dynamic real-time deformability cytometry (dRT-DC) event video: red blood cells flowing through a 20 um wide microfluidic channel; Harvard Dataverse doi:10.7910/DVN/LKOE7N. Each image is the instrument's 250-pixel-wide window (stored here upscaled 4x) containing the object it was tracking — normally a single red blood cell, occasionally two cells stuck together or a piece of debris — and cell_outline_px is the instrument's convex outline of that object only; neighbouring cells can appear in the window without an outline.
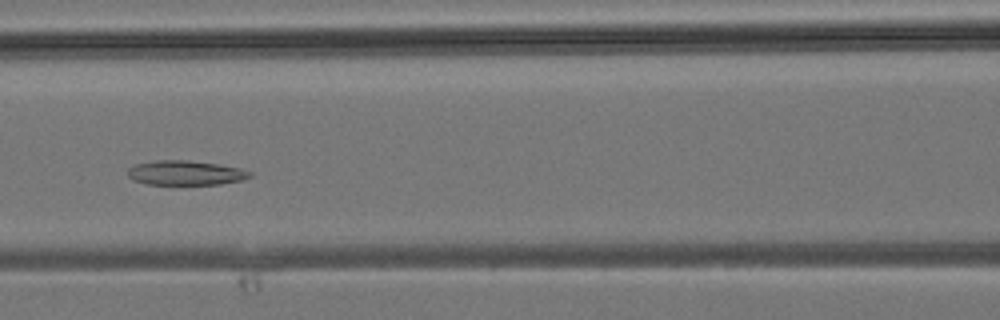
{"species": "common noctule bat (a hibernating species)", "species_latin": "Nyctalus noctula", "temperature_condition": "room temperature", "stored_images_in_passage": 38, "camera_frame_rate_fps": 3000, "um_per_image_px": 0.085, "animal": {"sex": "male", "body_mass_g": 19.2, "forearm_length_mm": 51.8}, "frame": {"image": 1, "passage_image": 17, "time_ms": 5.333, "image_size_px": [1000, 320], "cell_outline_px": [[252, 176], [244, 180], [220, 184], [148, 184], [132, 180], [128, 176], [128, 168], [136, 164], [156, 160], [188, 160], [220, 164], [240, 168], [252, 172]], "centroid_in_image_um": [15.8, 14.69], "position_along_channel_um": 150.8, "area_um2": 17.57}}
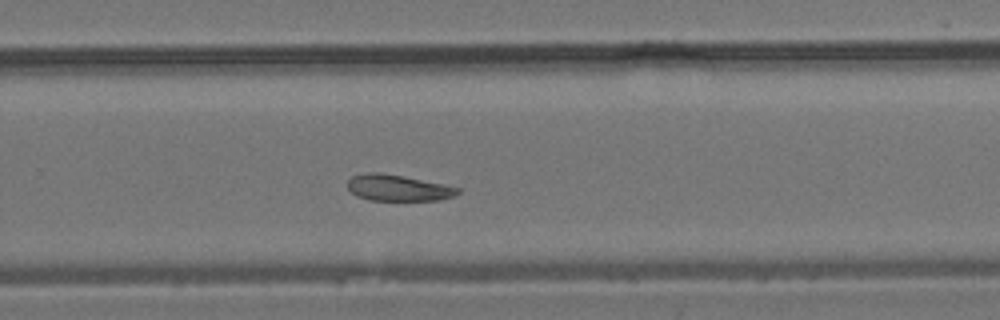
{"frame": {"image": 2, "passage_image": 25, "time_ms": 8.0, "image_size_px": [1000, 320], "cell_outline_px": [[460, 192], [452, 196], [440, 200], [368, 200], [356, 196], [348, 188], [348, 180], [352, 176], [364, 172], [380, 172], [404, 176], [444, 184], [460, 188]], "centroid_in_image_um": [33.81, 15.96], "position_along_channel_um": 296.0, "area_um2": 16.88}}
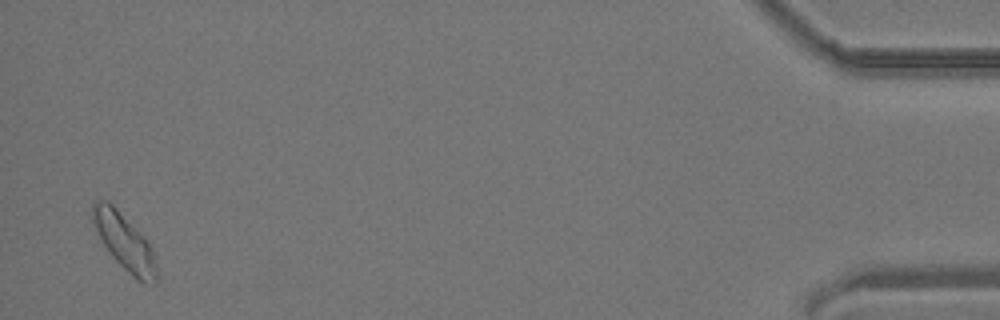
{"frame": {"image": 3, "passage_image": 37, "time_ms": 12.0, "image_size_px": [1000, 320], "cell_outline_px": [[160, 276], [156, 284], [144, 284], [136, 280], [112, 256], [104, 244], [92, 220], [92, 204], [96, 200], [108, 200], [116, 208], [152, 248]], "centroid_in_image_um": [10.63, 20.64], "position_along_channel_um": 424.6, "area_um2": 20.63}}